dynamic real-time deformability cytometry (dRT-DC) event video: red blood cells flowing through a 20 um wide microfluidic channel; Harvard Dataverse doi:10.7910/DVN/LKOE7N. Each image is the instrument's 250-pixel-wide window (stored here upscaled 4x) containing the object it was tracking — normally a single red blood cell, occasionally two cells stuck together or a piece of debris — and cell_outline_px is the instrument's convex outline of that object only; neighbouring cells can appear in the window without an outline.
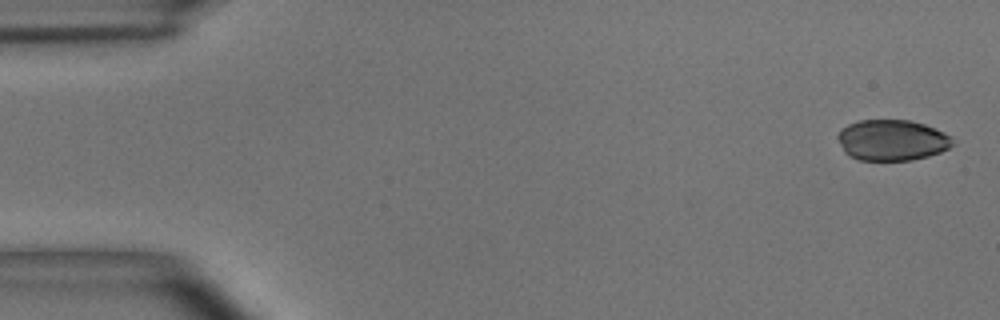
{"species": "common noctule bat (a hibernating species)", "species_latin": "Nyctalus noctula", "temperature_condition": "room temperature", "stored_images_in_passage": 5, "camera_frame_rate_fps": 3000, "um_per_image_px": 0.085, "animal": {"sex": "male", "body_mass_g": 15.6}, "frame": {"image": 1, "passage_image": 1, "time_ms": 0.0, "image_size_px": [1000, 320], "cell_outline_px": [[956, 144], [940, 152], [928, 156], [912, 160], [860, 160], [844, 152], [836, 136], [848, 124], [860, 120], [908, 120], [924, 124], [944, 132], [952, 136]], "centroid_in_image_um": [75.86, 11.91], "position_along_channel_um": 9.1, "area_um2": 27.34}}
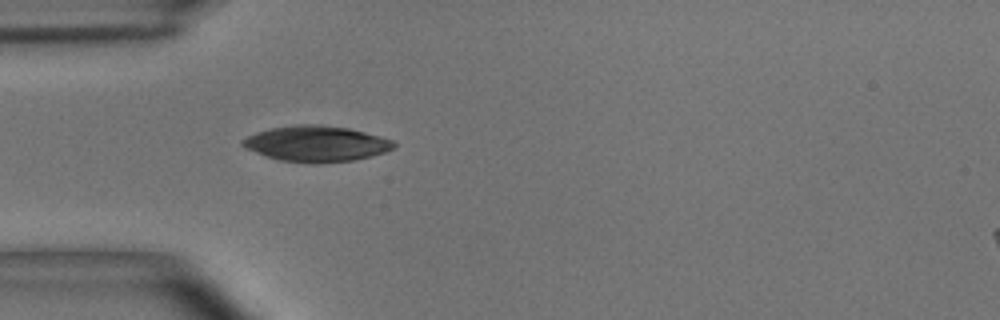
{"frame": {"image": 2, "passage_image": 5, "time_ms": 1.333, "image_size_px": [1000, 320], "cell_outline_px": [[396, 148], [372, 156], [352, 160], [280, 160], [264, 156], [244, 148], [240, 144], [240, 140], [256, 132], [272, 128], [296, 124], [320, 124], [348, 128], [380, 136], [392, 140], [396, 144]], "centroid_in_image_um": [26.86, 12.17], "position_along_channel_um": 58.1, "area_um2": 30.69}}